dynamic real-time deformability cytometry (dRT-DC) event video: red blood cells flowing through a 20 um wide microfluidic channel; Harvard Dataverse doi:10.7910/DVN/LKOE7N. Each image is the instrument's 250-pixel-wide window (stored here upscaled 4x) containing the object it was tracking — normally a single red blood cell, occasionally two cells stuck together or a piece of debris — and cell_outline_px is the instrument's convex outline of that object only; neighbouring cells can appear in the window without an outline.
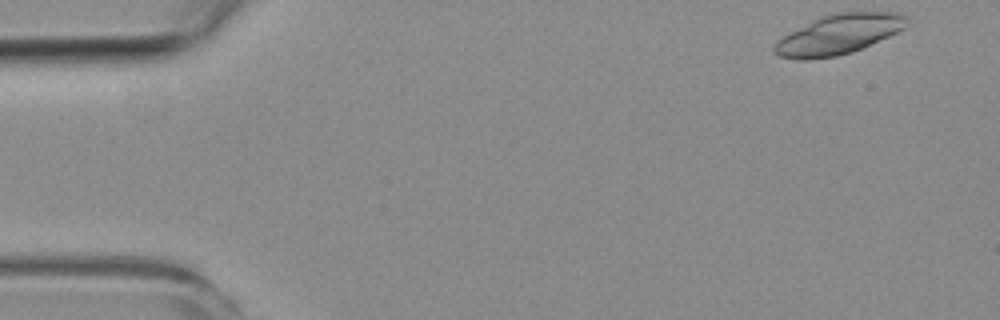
{"species": "common noctule bat (a hibernating species)", "species_latin": "Nyctalus noctula", "temperature_condition": "room temperature", "stored_images_in_passage": 4, "camera_frame_rate_fps": 3000, "um_per_image_px": 0.085, "animal": {"sex": "female", "body_mass_g": 19.3, "forearm_length_mm": 54.1}, "frame": {"image": 1, "passage_image": 1, "time_ms": 0.0, "image_size_px": [1000, 320], "cell_outline_px": [[908, 24], [904, 28], [888, 36], [852, 52], [836, 56], [808, 60], [796, 60], [780, 56], [772, 52], [772, 48], [776, 40], [820, 16], [836, 12], [900, 12], [908, 16]], "centroid_in_image_um": [71.26, 2.92], "position_along_channel_um": 13.7, "area_um2": 30.75}}